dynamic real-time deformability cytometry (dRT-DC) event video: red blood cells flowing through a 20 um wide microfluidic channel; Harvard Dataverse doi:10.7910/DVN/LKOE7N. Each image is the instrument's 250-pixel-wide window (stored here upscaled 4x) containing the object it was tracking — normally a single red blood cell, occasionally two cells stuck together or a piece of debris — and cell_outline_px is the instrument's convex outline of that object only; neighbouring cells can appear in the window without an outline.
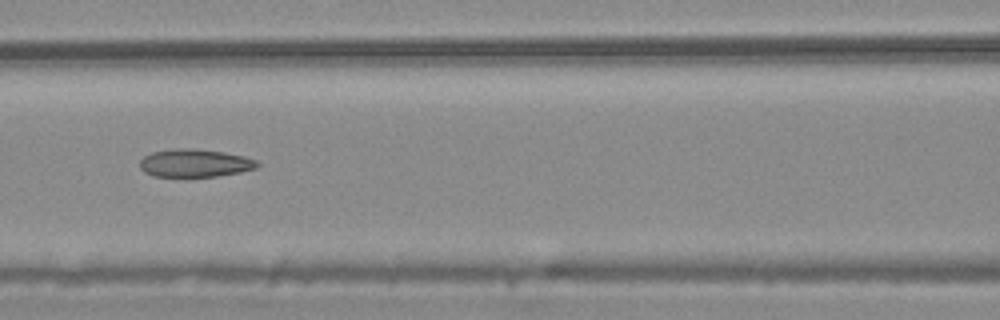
{"species": "common noctule bat (a hibernating species)", "species_latin": "Nyctalus noctula", "temperature_condition": "warm", "stored_images_in_passage": 6, "camera_frame_rate_fps": 3000, "um_per_image_px": 0.085, "animal": {"sex": "male", "body_mass_g": 20.4}, "frame": {"image": 1, "passage_image": 3, "time_ms": 0.667, "image_size_px": [1000, 320], "cell_outline_px": [[260, 164], [256, 168], [240, 172], [216, 176], [152, 176], [144, 172], [140, 168], [140, 160], [144, 156], [152, 152], [176, 148], [196, 148], [224, 152], [244, 156], [256, 160]], "centroid_in_image_um": [16.55, 13.85], "position_along_channel_um": 150.0, "area_um2": 19.13}}
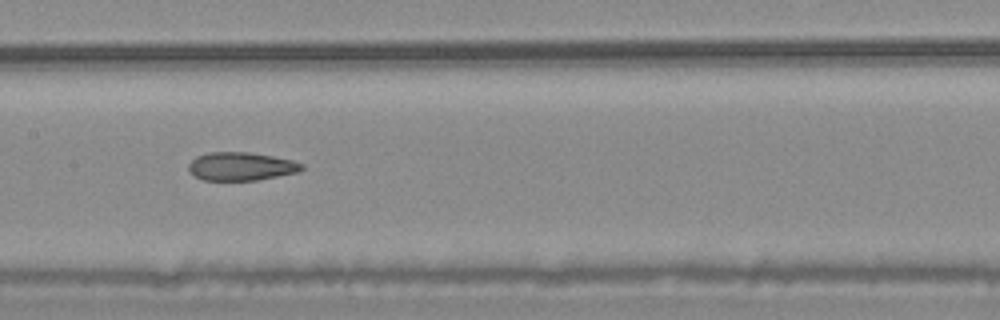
{"frame": {"image": 2, "passage_image": 4, "time_ms": 1.0, "image_size_px": [1000, 320], "cell_outline_px": [[304, 168], [300, 172], [256, 180], [204, 180], [188, 172], [188, 164], [196, 156], [208, 152], [248, 152], [272, 156], [292, 160], [304, 164]], "centroid_in_image_um": [20.49, 14.14], "position_along_channel_um": 186.9, "area_um2": 18.73}}
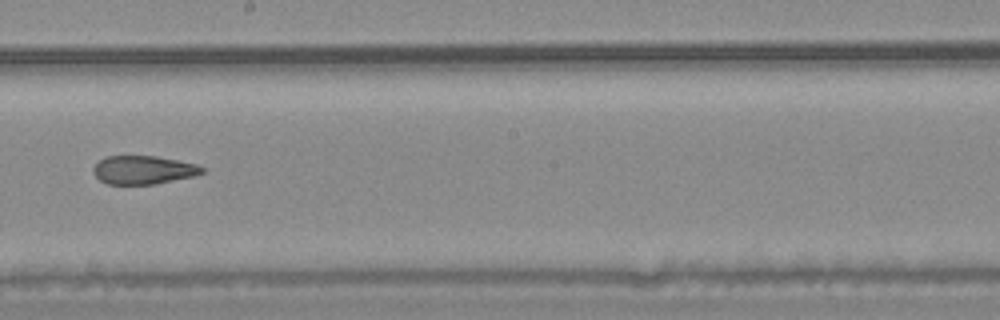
{"frame": {"image": 3, "passage_image": 5, "time_ms": 1.333, "image_size_px": [1000, 320], "cell_outline_px": [[208, 168], [204, 172], [192, 176], [156, 184], [108, 184], [100, 180], [92, 172], [92, 168], [100, 160], [108, 156], [156, 156], [196, 164]], "centroid_in_image_um": [12.19, 14.44], "position_along_channel_um": 236.0, "area_um2": 17.98}}